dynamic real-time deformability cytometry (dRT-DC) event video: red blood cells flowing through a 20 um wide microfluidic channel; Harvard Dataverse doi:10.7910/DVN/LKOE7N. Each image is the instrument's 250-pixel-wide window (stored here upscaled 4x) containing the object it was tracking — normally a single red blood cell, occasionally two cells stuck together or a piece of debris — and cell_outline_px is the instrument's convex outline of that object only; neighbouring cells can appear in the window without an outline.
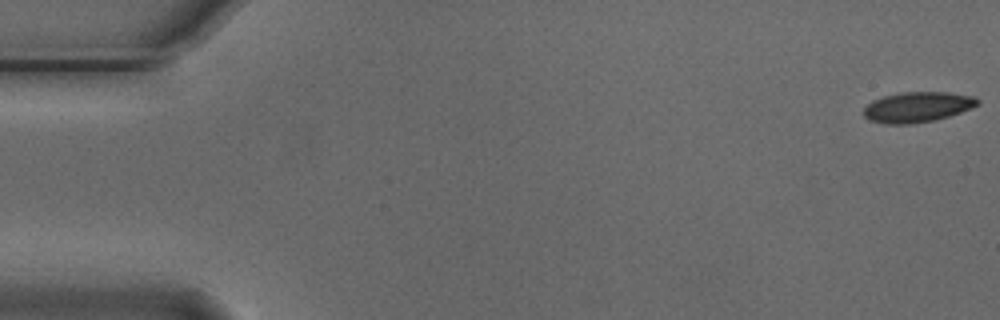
{"species": "Egyptian fruit bat (a non-hibernating species)", "species_latin": "Rousettus aegyptiacus", "temperature_condition": "cold", "stored_images_in_passage": 6, "camera_frame_rate_fps": 3000, "um_per_image_px": 0.085, "animal": {"sex": "male"}, "frame": {"image": 1, "passage_image": 1, "time_ms": 0.0, "image_size_px": [1000, 320], "cell_outline_px": [[980, 104], [972, 108], [936, 120], [912, 124], [884, 124], [872, 120], [864, 116], [864, 108], [872, 100], [884, 96], [900, 92], [948, 92], [976, 96], [980, 100]], "centroid_in_image_um": [78.02, 9.09], "position_along_channel_um": 7.0, "area_um2": 20.29}}
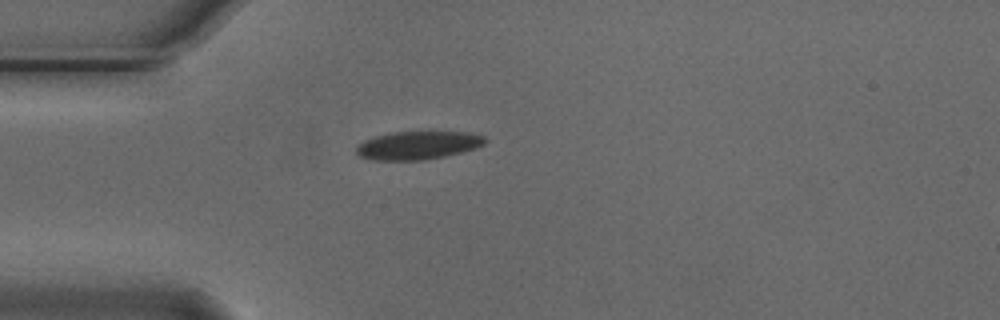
{"frame": {"image": 2, "passage_image": 5, "time_ms": 1.333, "image_size_px": [1000, 320], "cell_outline_px": [[488, 140], [484, 144], [476, 148], [444, 156], [424, 160], [372, 160], [360, 156], [356, 152], [356, 144], [364, 140], [376, 136], [392, 132], [468, 132], [484, 136]], "centroid_in_image_um": [35.51, 12.35], "position_along_channel_um": 49.5, "area_um2": 21.15}}